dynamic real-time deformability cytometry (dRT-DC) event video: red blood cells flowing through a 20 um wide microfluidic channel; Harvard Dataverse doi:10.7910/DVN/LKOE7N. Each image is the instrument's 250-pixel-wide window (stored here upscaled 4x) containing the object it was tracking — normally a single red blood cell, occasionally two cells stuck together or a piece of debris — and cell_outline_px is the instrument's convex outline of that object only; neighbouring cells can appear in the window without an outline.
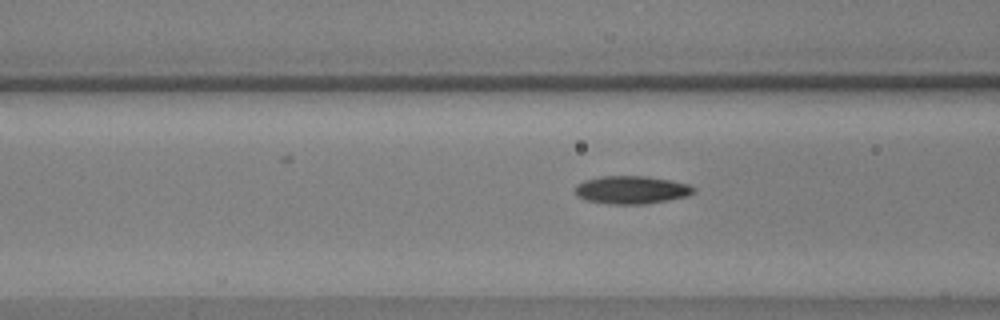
{"species": "common noctule bat (a hibernating species)", "species_latin": "Nyctalus noctula", "temperature_condition": "warm", "stored_images_in_passage": 57, "camera_frame_rate_fps": 3000, "um_per_image_px": 0.085, "animal": {"sex": "male", "body_mass_g": 17.9, "forearm_length_mm": 54.2}, "frame": {"image": 1, "passage_image": 23, "time_ms": 7.333, "image_size_px": [1000, 320], "cell_outline_px": [[696, 192], [688, 196], [668, 200], [644, 204], [612, 204], [584, 200], [576, 196], [576, 184], [584, 180], [600, 176], [648, 176], [672, 180], [688, 184], [696, 188]], "centroid_in_image_um": [53.69, 16.13], "position_along_channel_um": 112.9, "area_um2": 19.54}}
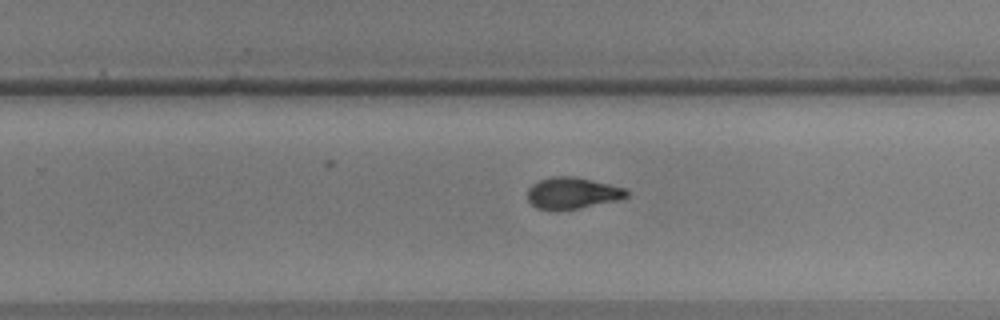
{"frame": {"image": 2, "passage_image": 37, "time_ms": 12.0, "image_size_px": [1000, 320], "cell_outline_px": [[628, 196], [620, 200], [580, 208], [556, 212], [536, 208], [528, 200], [528, 188], [532, 184], [540, 180], [552, 176], [576, 176], [624, 188], [628, 192]], "centroid_in_image_um": [48.63, 16.43], "position_along_channel_um": 281.2, "area_um2": 18.5}}
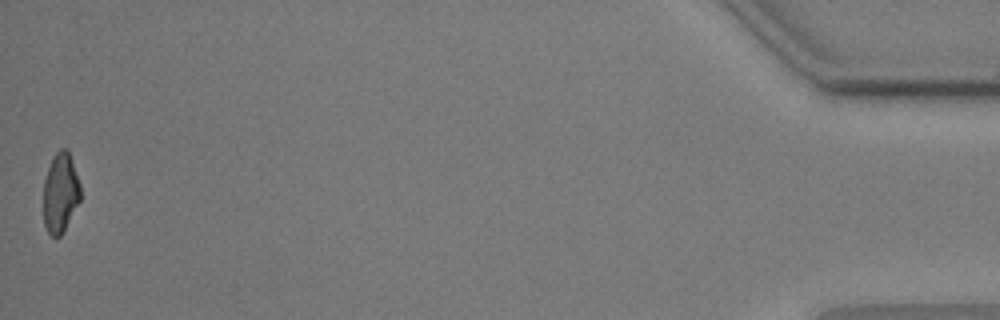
{"frame": {"image": 3, "passage_image": 57, "time_ms": 18.667, "image_size_px": [1000, 320], "cell_outline_px": [[80, 200], [60, 236], [52, 236], [48, 232], [44, 224], [44, 180], [52, 156], [60, 148], [68, 148], [80, 184]], "centroid_in_image_um": [5.13, 16.33], "position_along_channel_um": 430.1, "area_um2": 17.05}, "authors_computed_cell_mechanics": {"area_um2": 18.2648, "velocity_mm_per_s": 3.6015, "shape_relaxation_time_tau1_ms": 4.8328, "shape_relaxation_time_tau2_ms": 2.4408, "deformation_change_tau1": 0.1808, "deformation_change_tau2": 0.0831}}